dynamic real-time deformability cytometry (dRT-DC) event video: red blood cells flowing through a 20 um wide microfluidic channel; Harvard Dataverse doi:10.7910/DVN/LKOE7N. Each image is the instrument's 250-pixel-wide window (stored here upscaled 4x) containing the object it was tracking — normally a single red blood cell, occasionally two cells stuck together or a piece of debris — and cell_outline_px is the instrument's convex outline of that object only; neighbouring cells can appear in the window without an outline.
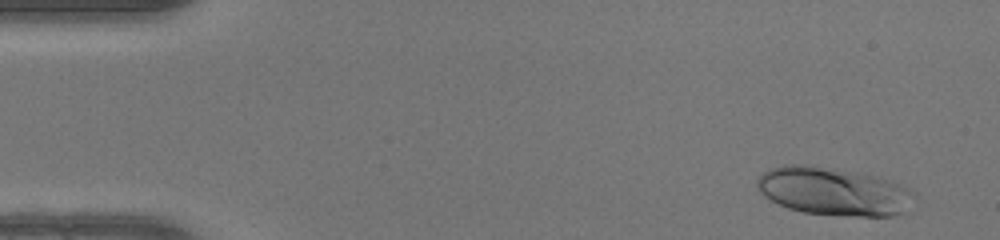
{"species": "human", "species_latin": "Homo sapiens", "temperature_condition": "warm", "stored_images_in_passage": 49, "camera_frame_rate_fps": 3000, "um_per_image_px": 0.085, "donor": {"sex": "female"}, "frame": {"image": 1, "passage_image": 3, "time_ms": 0.667, "image_size_px": [1000, 240], "cell_outline_px": [[916, 196], [904, 212], [892, 216], [856, 216], [804, 212], [788, 208], [764, 196], [760, 192], [756, 184], [756, 180], [768, 168], [784, 164], [804, 164], [832, 168], [880, 176], [892, 180], [916, 192]], "centroid_in_image_um": [70.88, 16.25], "position_along_channel_um": 14.1, "area_um2": 44.27}}
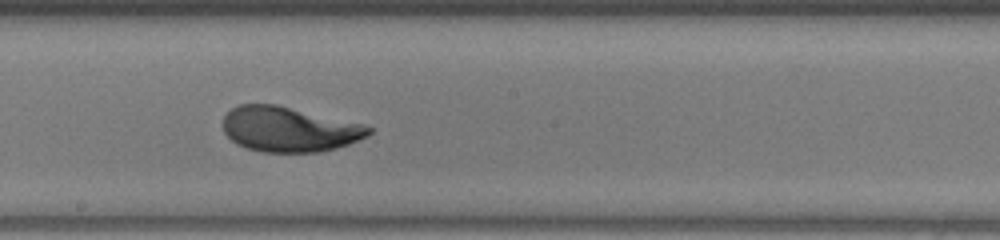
{"frame": {"image": 2, "passage_image": 27, "time_ms": 8.667, "image_size_px": [1000, 240], "cell_outline_px": [[372, 132], [368, 136], [348, 144], [336, 148], [320, 152], [264, 152], [248, 148], [236, 144], [224, 132], [224, 116], [232, 108], [240, 104], [276, 104], [364, 124], [372, 128]], "centroid_in_image_um": [24.59, 10.99], "position_along_channel_um": 223.6, "area_um2": 38.15}}
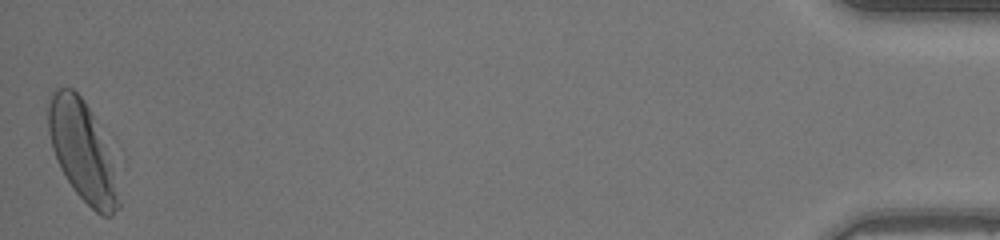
{"frame": {"image": 3, "passage_image": 49, "time_ms": 16.0, "image_size_px": [1000, 240], "cell_outline_px": [[120, 208], [112, 216], [100, 216], [72, 188], [60, 168], [56, 160], [52, 148], [48, 132], [48, 104], [52, 92], [56, 88], [72, 88], [84, 100], [92, 116], [112, 164], [120, 200]], "centroid_in_image_um": [6.96, 12.89], "position_along_channel_um": 428.2, "area_um2": 39.77}, "authors_computed_cell_mechanics": {"area_um2": 38.3792, "velocity_mm_per_s": 4.1347, "shape_relaxation_time_tau1_ms": 3.428, "shape_relaxation_time_tau2_ms": null, "deformation_change_tau1": 0.1875, "deformation_change_tau2": null}}